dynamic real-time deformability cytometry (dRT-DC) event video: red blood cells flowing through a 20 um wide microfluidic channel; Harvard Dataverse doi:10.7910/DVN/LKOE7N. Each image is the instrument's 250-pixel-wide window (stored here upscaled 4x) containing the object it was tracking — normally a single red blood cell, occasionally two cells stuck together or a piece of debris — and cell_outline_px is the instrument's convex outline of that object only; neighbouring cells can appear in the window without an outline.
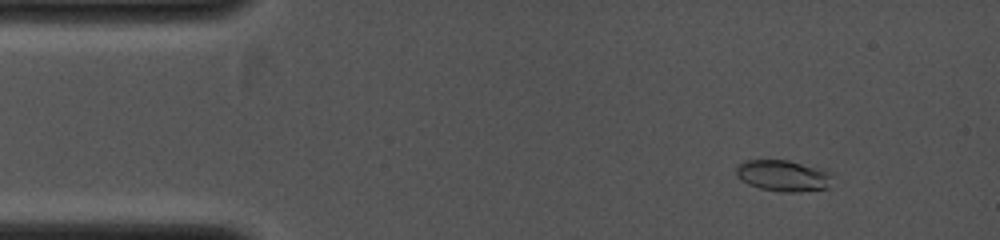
{"species": "common noctule bat (a hibernating species)", "species_latin": "Nyctalus noctula", "temperature_condition": "cold", "stored_images_in_passage": 34, "camera_frame_rate_fps": 4000, "um_per_image_px": 0.085, "animal": {"sex": "female", "body_mass_g": 19.0, "forearm_length_mm": 53.3}, "frame": {"image": 1, "passage_image": 3, "time_ms": 0.75, "image_size_px": [1000, 240], "cell_outline_px": [[832, 172], [828, 188], [796, 192], [780, 192], [760, 188], [748, 184], [740, 180], [736, 176], [736, 164], [744, 160], [788, 160], [824, 168]], "centroid_in_image_um": [66.55, 14.92], "position_along_channel_um": 18.4, "area_um2": 17.86}}
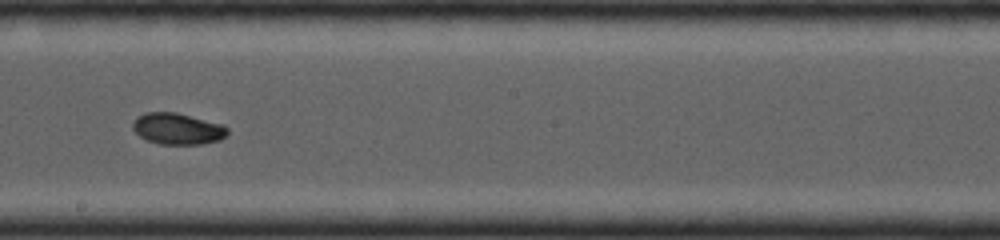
{"frame": {"image": 2, "passage_image": 17, "time_ms": 5.75, "image_size_px": [1000, 240], "cell_outline_px": [[228, 132], [220, 140], [200, 144], [160, 144], [148, 140], [140, 136], [132, 128], [132, 124], [136, 116], [144, 112], [176, 112], [224, 124], [228, 128]], "centroid_in_image_um": [15.09, 10.93], "position_along_channel_um": 233.1, "area_um2": 17.4}}
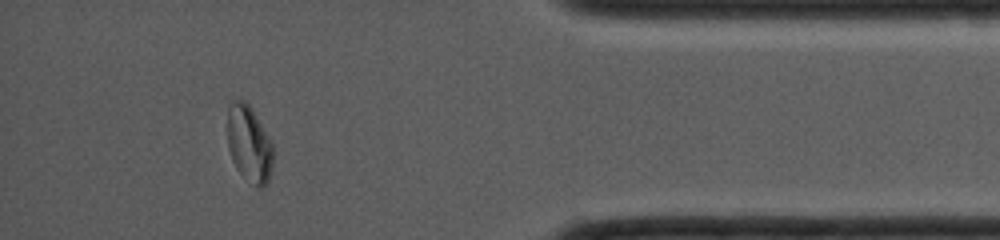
{"frame": {"image": 3, "passage_image": 30, "time_ms": 9.25, "image_size_px": [1000, 240], "cell_outline_px": [[272, 168], [268, 180], [264, 188], [256, 188], [236, 168], [232, 160], [228, 148], [228, 108], [232, 100], [244, 100], [252, 108], [272, 144]], "centroid_in_image_um": [21.17, 12.24], "position_along_channel_um": 414.0, "area_um2": 20.23}}